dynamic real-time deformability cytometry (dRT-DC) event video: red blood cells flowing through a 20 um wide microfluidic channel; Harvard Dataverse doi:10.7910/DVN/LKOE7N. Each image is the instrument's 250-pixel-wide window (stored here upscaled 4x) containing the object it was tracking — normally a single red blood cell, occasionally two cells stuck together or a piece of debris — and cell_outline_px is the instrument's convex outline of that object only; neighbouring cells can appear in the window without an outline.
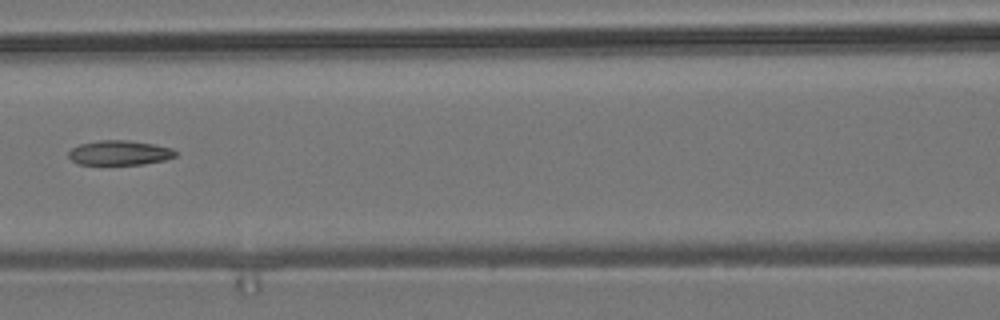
{"species": "common noctule bat (a hibernating species)", "species_latin": "Nyctalus noctula", "temperature_condition": "room temperature", "stored_images_in_passage": 6, "camera_frame_rate_fps": 3000, "um_per_image_px": 0.085, "animal": {"sex": "male", "body_mass_g": 19.2, "forearm_length_mm": 51.8}, "frame": {"image": 1, "passage_image": 5, "time_ms": 5.667, "image_size_px": [1000, 320], "cell_outline_px": [[176, 156], [164, 160], [144, 164], [76, 164], [68, 156], [68, 152], [72, 148], [80, 144], [100, 140], [128, 140], [152, 144], [172, 148], [176, 152]], "centroid_in_image_um": [10.14, 12.99], "position_along_channel_um": 156.5, "area_um2": 15.26}}
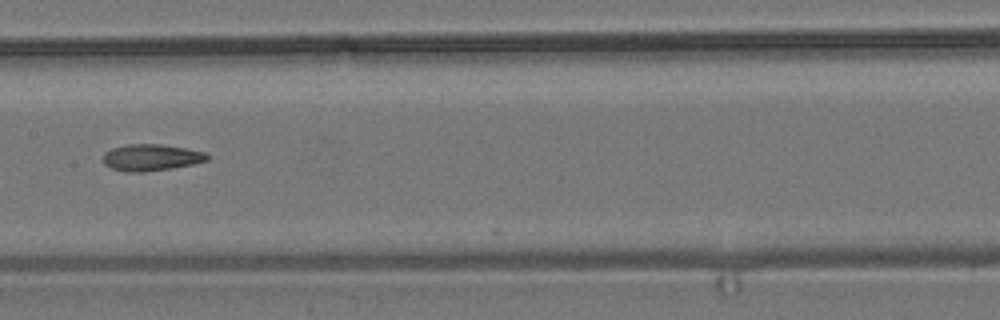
{"frame": {"image": 2, "passage_image": 6, "time_ms": 6.667, "image_size_px": [1000, 320], "cell_outline_px": [[208, 160], [192, 164], [172, 168], [140, 172], [128, 172], [112, 168], [104, 164], [104, 152], [112, 148], [128, 144], [160, 144], [188, 148], [204, 152], [208, 156]], "centroid_in_image_um": [12.85, 13.37], "position_along_channel_um": 194.6, "area_um2": 16.01}}